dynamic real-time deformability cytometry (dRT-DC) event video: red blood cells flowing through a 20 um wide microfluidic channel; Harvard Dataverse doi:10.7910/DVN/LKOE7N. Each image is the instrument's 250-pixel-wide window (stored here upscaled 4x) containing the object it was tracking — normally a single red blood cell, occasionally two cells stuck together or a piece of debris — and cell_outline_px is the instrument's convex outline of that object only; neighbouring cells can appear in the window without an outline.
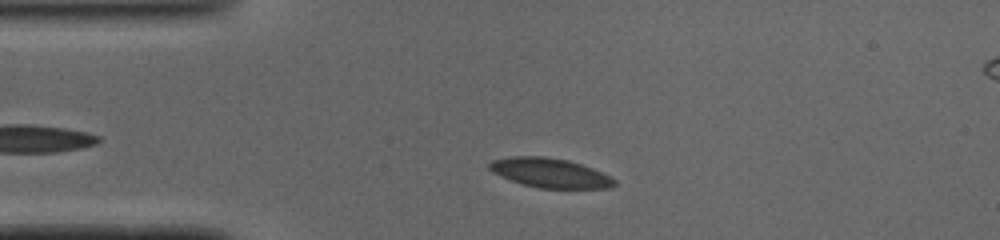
{"species": "common noctule bat (a hibernating species)", "species_latin": "Nyctalus noctula", "temperature_condition": "cold", "stored_images_in_passage": 40, "camera_frame_rate_fps": 3000, "um_per_image_px": 0.085, "animal": {"sex": "male", "body_mass_g": 19.0, "forearm_length_mm": 50.8}, "frame": {"image": 1, "passage_image": 6, "time_ms": 1.667, "image_size_px": [1000, 240], "cell_outline_px": [[616, 184], [612, 188], [540, 188], [524, 184], [500, 176], [492, 172], [488, 168], [488, 164], [492, 160], [512, 156], [544, 156], [568, 160], [592, 168], [616, 180]], "centroid_in_image_um": [46.73, 14.69], "position_along_channel_um": 38.3, "area_um2": 21.27}}
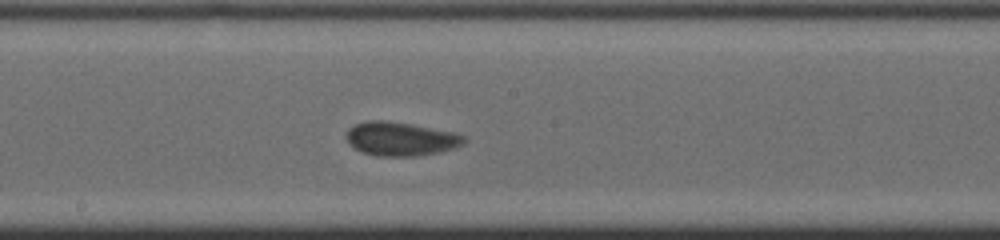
{"frame": {"image": 2, "passage_image": 21, "time_ms": 6.667, "image_size_px": [1000, 240], "cell_outline_px": [[468, 140], [464, 144], [440, 152], [416, 156], [380, 156], [360, 152], [348, 144], [344, 136], [348, 128], [364, 120], [384, 120], [412, 124], [452, 132], [464, 136]], "centroid_in_image_um": [34.0, 11.8], "position_along_channel_um": 214.2, "area_um2": 23.41}}
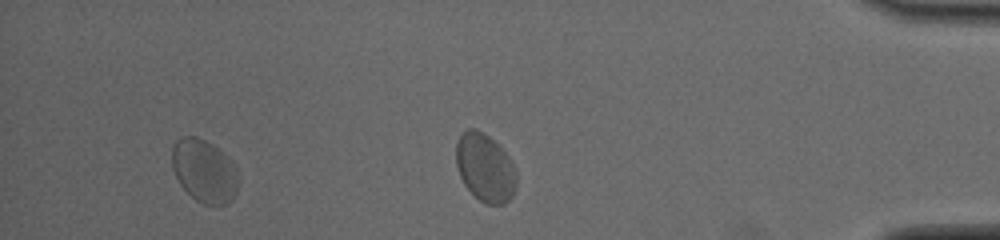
{"frame": {"image": 3, "passage_image": 37, "time_ms": 12.0, "image_size_px": [1000, 240], "cell_outline_px": [[240, 180], [236, 192], [232, 200], [228, 204], [204, 204], [196, 200], [180, 184], [172, 168], [172, 148], [176, 140], [180, 136], [196, 136], [212, 144], [232, 164]], "centroid_in_image_um": [17.34, 14.53], "position_along_channel_um": 417.9, "area_um2": 24.04}, "authors_computed_cell_mechanics": {"area_um2": 22.2819, "velocity_mm_per_s": 3.9953, "shape_relaxation_time_tau1_ms": 2.8616, "shape_relaxation_time_tau2_ms": 0.8971, "deformation_change_tau1": 0.0703, "deformation_change_tau2": 0.0373}}